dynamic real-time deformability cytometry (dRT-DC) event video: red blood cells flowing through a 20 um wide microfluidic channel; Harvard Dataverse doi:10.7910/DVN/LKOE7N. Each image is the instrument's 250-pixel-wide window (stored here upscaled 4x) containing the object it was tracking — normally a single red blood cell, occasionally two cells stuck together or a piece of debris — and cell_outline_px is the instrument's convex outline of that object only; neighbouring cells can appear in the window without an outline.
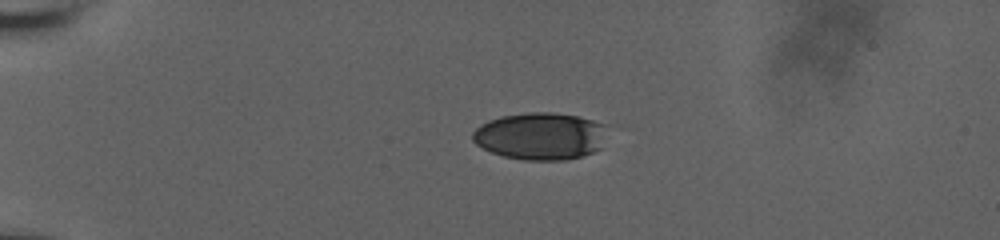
{"species": "human", "species_latin": "Homo sapiens", "temperature_condition": "room temperature", "stored_images_in_passage": 50, "camera_frame_rate_fps": 3000, "um_per_image_px": 0.085, "donor": {"sex": "male"}, "frame": {"image": 1, "passage_image": 1, "time_ms": 0.0, "image_size_px": [1000, 240], "cell_outline_px": [[604, 148], [584, 156], [564, 160], [524, 160], [504, 156], [492, 152], [476, 144], [472, 140], [472, 132], [480, 124], [488, 120], [500, 116], [528, 112], [552, 112], [580, 116], [604, 124]], "centroid_in_image_um": [45.94, 11.57], "position_along_channel_um": 39.1, "area_um2": 37.4}}
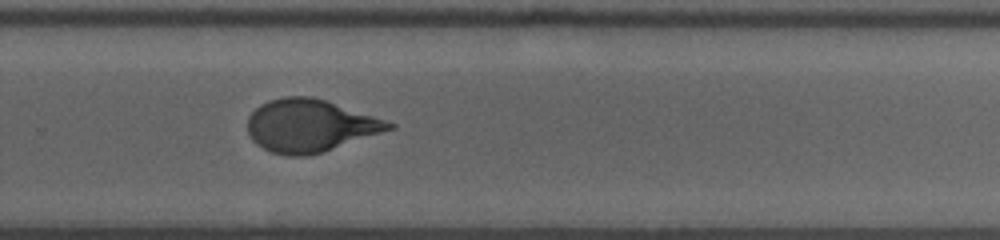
{"frame": {"image": 2, "passage_image": 23, "time_ms": 8.667, "image_size_px": [1000, 240], "cell_outline_px": [[396, 128], [324, 152], [304, 156], [288, 156], [272, 152], [256, 144], [252, 140], [248, 132], [248, 116], [260, 104], [268, 100], [284, 96], [312, 96], [388, 120], [396, 124]], "centroid_in_image_um": [26.37, 10.68], "position_along_channel_um": 303.4, "area_um2": 43.52}}
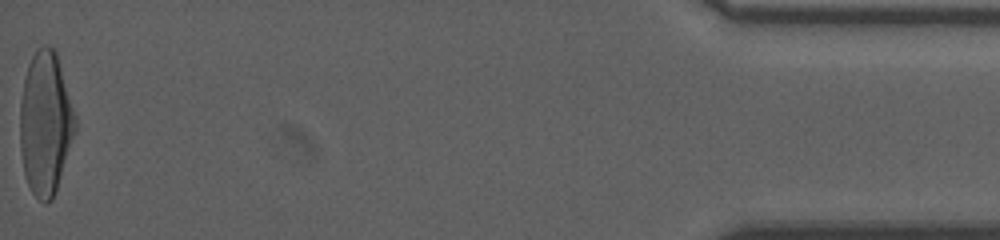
{"frame": {"image": 3, "passage_image": 50, "time_ms": 14.333, "image_size_px": [1000, 240], "cell_outline_px": [[76, 128], [56, 192], [52, 200], [48, 204], [44, 204], [32, 192], [24, 176], [20, 148], [20, 104], [24, 80], [28, 64], [36, 48], [44, 44], [52, 48], [56, 52], [76, 116]], "centroid_in_image_um": [3.85, 10.5], "position_along_channel_um": 431.3, "area_um2": 46.12}, "authors_computed_cell_mechanics": {"area_um2": 43.2922, "velocity_mm_per_s": 3.7651, "shape_relaxation_time_tau1_ms": 5.2552, "shape_relaxation_time_tau2_ms": null, "deformation_change_tau1": 0.2015, "deformation_change_tau2": null}}